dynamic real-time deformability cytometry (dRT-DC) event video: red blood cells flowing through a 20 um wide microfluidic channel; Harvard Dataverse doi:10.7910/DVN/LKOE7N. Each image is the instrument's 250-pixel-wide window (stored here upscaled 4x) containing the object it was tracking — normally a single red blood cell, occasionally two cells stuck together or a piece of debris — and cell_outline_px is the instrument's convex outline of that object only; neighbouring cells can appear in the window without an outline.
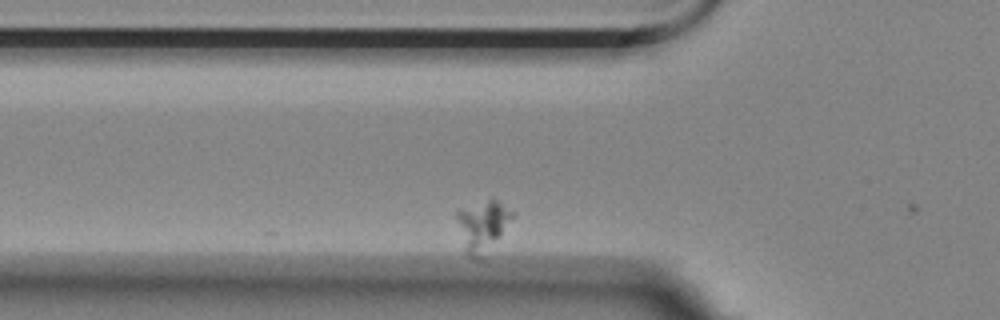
{"species": "Egyptian fruit bat (a non-hibernating species)", "species_latin": "Rousettus aegyptiacus", "temperature_condition": "room temperature", "stored_images_in_passage": 6, "camera_frame_rate_fps": 3000, "um_per_image_px": 0.085, "animal": {"sex": "female"}, "frame": {"image": 1, "passage_image": 3, "time_ms": 0.667, "image_size_px": [1000, 320], "cell_outline_px": [[516, 212], [500, 236], [480, 260], [476, 260], [468, 256], [464, 252], [456, 216], [456, 208], [492, 196]], "centroid_in_image_um": [40.99, 19.13], "position_along_channel_um": 84.8, "area_um2": 17.11}}
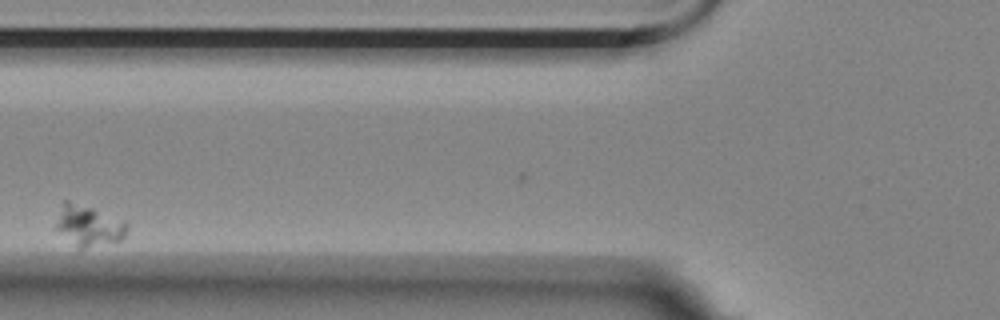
{"frame": {"image": 2, "passage_image": 4, "time_ms": 1.0, "image_size_px": [1000, 320], "cell_outline_px": [[128, 228], [124, 236], [120, 240], [84, 248], [80, 248], [56, 228], [56, 224], [64, 200], [68, 200], [92, 208], [124, 220], [128, 224]], "centroid_in_image_um": [7.58, 19.16], "position_along_channel_um": 118.2, "area_um2": 16.18}}
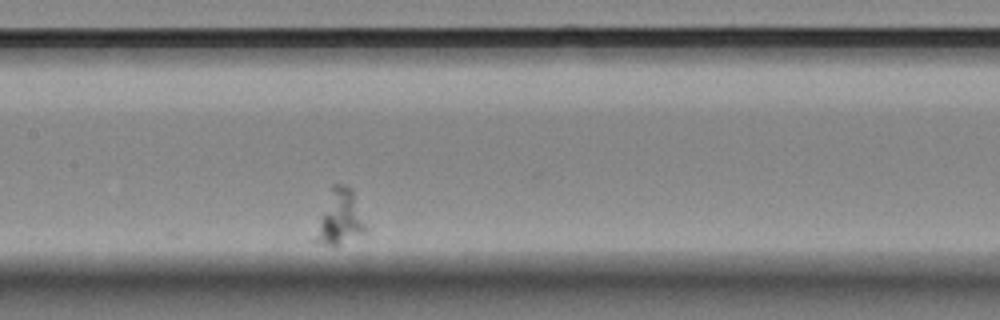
{"frame": {"image": 3, "passage_image": 6, "time_ms": 1.667, "image_size_px": [1000, 320], "cell_outline_px": [[364, 232], [336, 248], [332, 248], [316, 244], [312, 240], [332, 184], [344, 184], [352, 188], [364, 224]], "centroid_in_image_um": [28.82, 18.56], "position_along_channel_um": 178.6, "area_um2": 15.95}}